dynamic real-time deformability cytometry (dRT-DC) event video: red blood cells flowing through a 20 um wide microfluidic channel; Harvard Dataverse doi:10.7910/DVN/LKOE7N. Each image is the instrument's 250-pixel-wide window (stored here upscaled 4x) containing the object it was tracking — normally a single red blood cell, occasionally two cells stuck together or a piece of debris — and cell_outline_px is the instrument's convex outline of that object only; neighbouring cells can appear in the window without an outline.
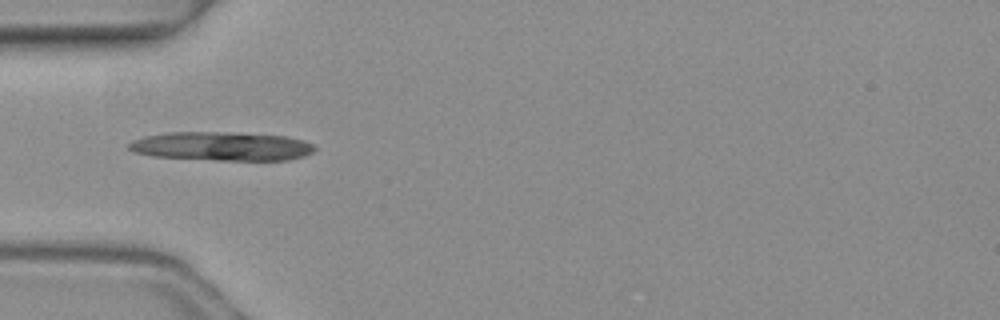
{"species": "common noctule bat (a hibernating species)", "species_latin": "Nyctalus noctula", "temperature_condition": "warm", "stored_images_in_passage": 2, "camera_frame_rate_fps": 3000, "um_per_image_px": 0.085, "animal": {"sex": "female", "body_mass_g": 19.3, "forearm_length_mm": 54.1}, "frame": {"image": 1, "passage_image": 2, "time_ms": 0.333, "image_size_px": [1000, 320], "cell_outline_px": [[316, 148], [312, 152], [304, 156], [288, 160], [216, 160], [152, 156], [132, 152], [128, 148], [128, 144], [132, 140], [144, 136], [168, 132], [216, 132], [284, 136], [304, 140], [312, 144]], "centroid_in_image_um": [18.8, 12.44], "position_along_channel_um": 66.2, "area_um2": 31.1}}